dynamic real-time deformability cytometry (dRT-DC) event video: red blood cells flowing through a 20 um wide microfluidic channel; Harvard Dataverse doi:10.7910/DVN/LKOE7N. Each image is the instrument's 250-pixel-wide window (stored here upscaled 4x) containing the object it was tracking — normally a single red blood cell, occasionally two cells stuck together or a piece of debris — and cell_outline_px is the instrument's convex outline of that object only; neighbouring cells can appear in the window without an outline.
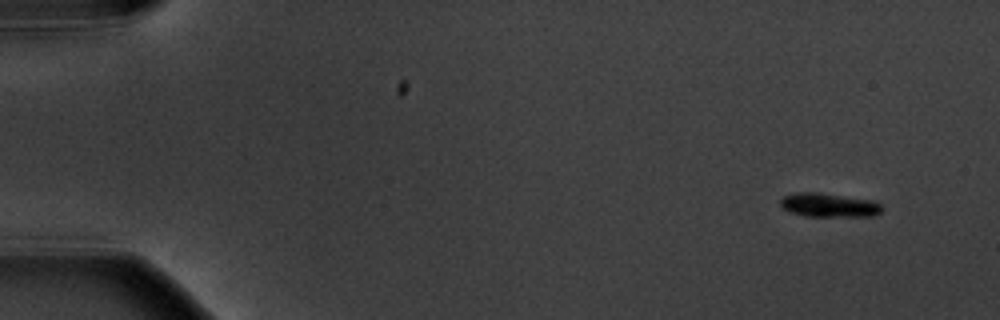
{"species": "common noctule bat (a hibernating species)", "species_latin": "Nyctalus noctula", "temperature_condition": "warm", "stored_images_in_passage": 5, "camera_frame_rate_fps": 3000, "um_per_image_px": 0.085, "animal": {"sex": "male", "body_mass_g": 20.1, "forearm_length_mm": 53.5}, "frame": {"image": 1, "passage_image": 1, "time_ms": 0.0, "image_size_px": [1000, 320], "cell_outline_px": [[884, 208], [880, 212], [872, 216], [804, 216], [788, 212], [780, 204], [780, 200], [784, 196], [796, 192], [816, 192], [872, 200], [880, 204]], "centroid_in_image_um": [70.44, 17.43], "position_along_channel_um": 14.6, "area_um2": 14.1}}
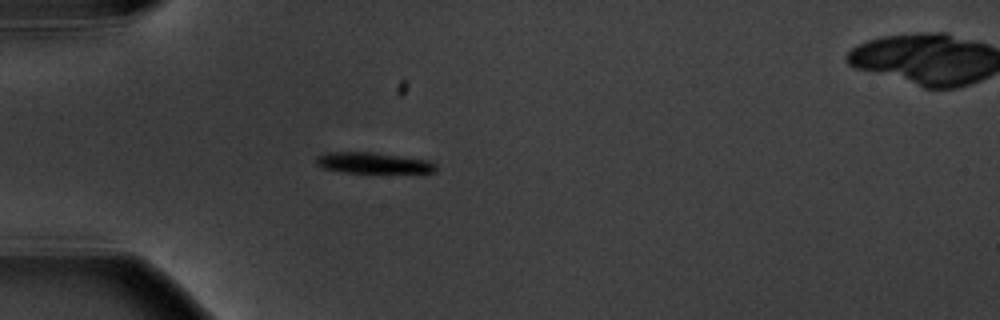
{"frame": {"image": 2, "passage_image": 4, "time_ms": 4.333, "image_size_px": [1000, 320], "cell_outline_px": [[436, 172], [344, 172], [320, 168], [316, 164], [316, 156], [328, 152], [372, 152], [428, 160], [436, 164]], "centroid_in_image_um": [31.67, 13.84], "position_along_channel_um": 53.3, "area_um2": 14.45}}